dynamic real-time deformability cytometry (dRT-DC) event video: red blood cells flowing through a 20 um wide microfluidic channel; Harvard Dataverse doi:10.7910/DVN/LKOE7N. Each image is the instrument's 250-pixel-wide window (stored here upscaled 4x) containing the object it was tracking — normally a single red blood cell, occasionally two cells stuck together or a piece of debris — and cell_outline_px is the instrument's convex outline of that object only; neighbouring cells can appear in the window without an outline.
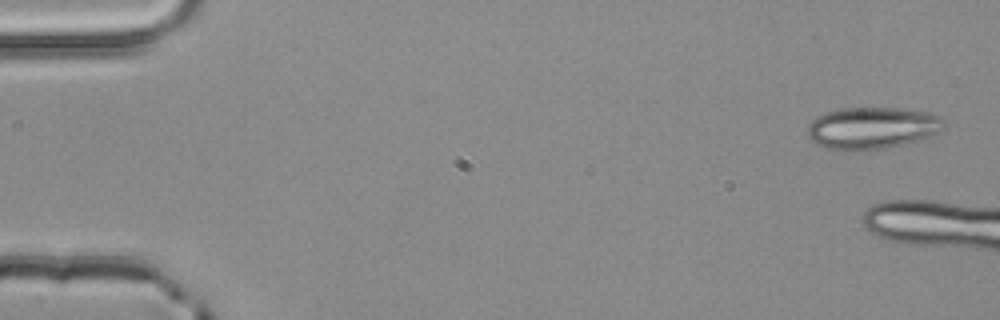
{"species": "common noctule bat (a hibernating species)", "species_latin": "Nyctalus noctula", "temperature_condition": "room temperature", "stored_images_in_passage": 4, "camera_frame_rate_fps": 3000, "um_per_image_px": 0.085, "animal": {"sex": "male", "body_mass_g": 20.4}, "frame": {"image": 1, "passage_image": 1, "time_ms": 0.0, "image_size_px": [1000, 320], "cell_outline_px": [[944, 124], [940, 132], [932, 136], [868, 152], [828, 148], [816, 144], [804, 132], [808, 124], [816, 116], [824, 112], [840, 108], [896, 108], [928, 112], [940, 116], [944, 120]], "centroid_in_image_um": [74.08, 10.88], "position_along_channel_um": 10.9, "area_um2": 33.64}}